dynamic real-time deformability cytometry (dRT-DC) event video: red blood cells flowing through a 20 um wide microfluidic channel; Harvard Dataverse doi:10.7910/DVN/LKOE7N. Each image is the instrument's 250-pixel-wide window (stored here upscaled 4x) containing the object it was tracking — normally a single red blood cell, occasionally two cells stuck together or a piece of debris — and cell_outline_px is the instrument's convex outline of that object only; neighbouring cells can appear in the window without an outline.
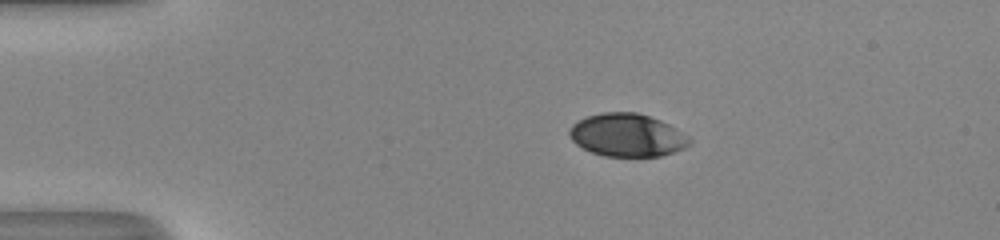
{"species": "human", "species_latin": "Homo sapiens", "temperature_condition": "room temperature", "stored_images_in_passage": 42, "camera_frame_rate_fps": 3000, "um_per_image_px": 0.085, "donor": {"sex": "male"}, "frame": {"image": 1, "passage_image": 1, "time_ms": 0.0, "image_size_px": [1000, 240], "cell_outline_px": [[692, 144], [684, 148], [660, 156], [604, 156], [592, 152], [576, 144], [572, 140], [568, 132], [568, 128], [576, 120], [600, 112], [636, 112], [660, 120], [676, 128], [688, 136], [692, 140]], "centroid_in_image_um": [53.29, 11.48], "position_along_channel_um": 31.7, "area_um2": 30.11}}
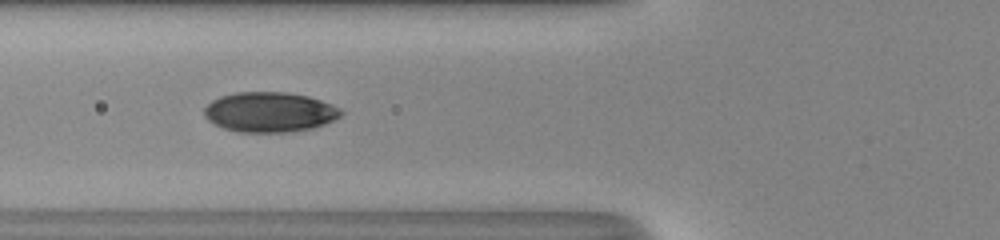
{"frame": {"image": 2, "passage_image": 11, "time_ms": 3.333, "image_size_px": [1000, 240], "cell_outline_px": [[344, 112], [340, 116], [324, 124], [312, 128], [288, 132], [240, 132], [224, 128], [208, 120], [204, 116], [204, 108], [212, 100], [220, 96], [236, 92], [284, 92], [308, 96], [332, 104], [340, 108]], "centroid_in_image_um": [22.91, 9.52], "position_along_channel_um": 102.9, "area_um2": 31.79}}
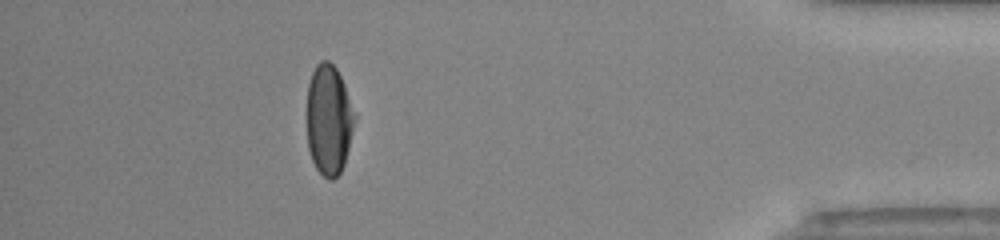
{"frame": {"image": 3, "passage_image": 37, "time_ms": 12.0, "image_size_px": [1000, 240], "cell_outline_px": [[356, 116], [344, 164], [340, 172], [332, 180], [328, 180], [316, 168], [312, 160], [308, 148], [308, 84], [312, 72], [316, 64], [320, 60], [328, 60], [336, 68], [344, 84]], "centroid_in_image_um": [27.95, 10.17], "position_along_channel_um": 407.3, "area_um2": 30.4}, "authors_computed_cell_mechanics": {"area_um2": 31.6744, "velocity_mm_per_s": 4.0618, "shape_relaxation_time_tau1_ms": 4.484, "shape_relaxation_time_tau2_ms": 0.8587, "deformation_change_tau1": 0.1684, "deformation_change_tau2": 0.0447}}